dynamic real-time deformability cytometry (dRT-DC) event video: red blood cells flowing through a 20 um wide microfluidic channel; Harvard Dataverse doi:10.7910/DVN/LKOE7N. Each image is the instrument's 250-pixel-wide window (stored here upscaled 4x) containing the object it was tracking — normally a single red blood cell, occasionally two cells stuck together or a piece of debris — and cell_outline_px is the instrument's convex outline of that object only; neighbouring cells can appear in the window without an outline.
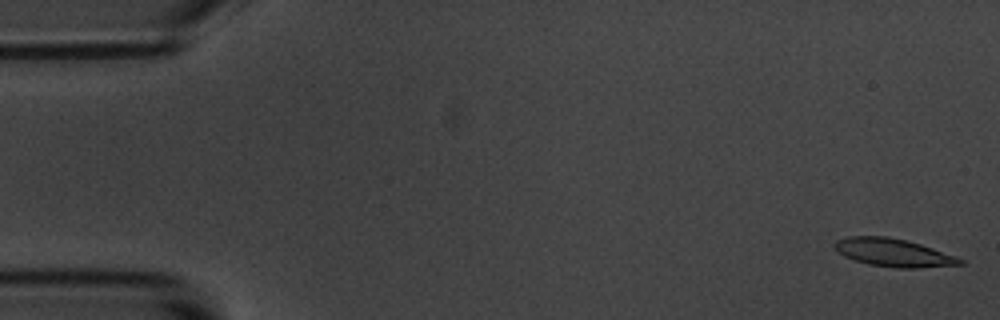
{"species": "common noctule bat (a hibernating species)", "species_latin": "Nyctalus noctula", "temperature_condition": "room temperature", "stored_images_in_passage": 5, "camera_frame_rate_fps": 3000, "um_per_image_px": 0.085, "animal": {"sex": "male", "body_mass_g": 20.1, "forearm_length_mm": 53.5}, "frame": {"image": 1, "passage_image": 1, "time_ms": 0.0, "image_size_px": [1000, 320], "cell_outline_px": [[964, 264], [916, 268], [900, 268], [868, 264], [844, 256], [832, 244], [836, 240], [848, 236], [888, 236], [908, 240], [956, 256], [964, 260]], "centroid_in_image_um": [75.94, 21.46], "position_along_channel_um": 9.1, "area_um2": 20.35}}
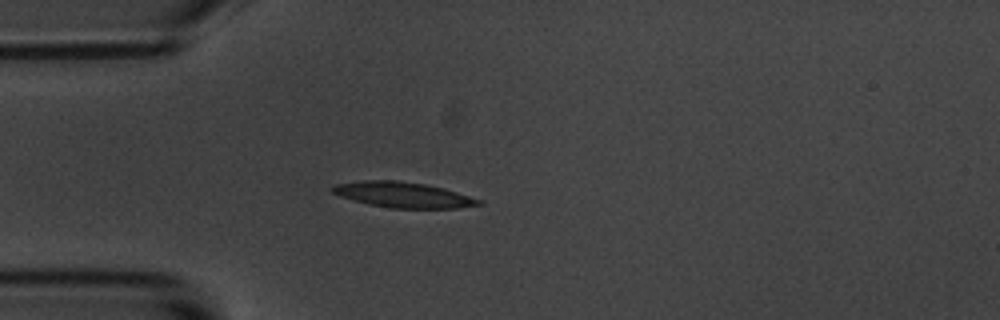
{"frame": {"image": 2, "passage_image": 5, "time_ms": 4.667, "image_size_px": [1000, 320], "cell_outline_px": [[484, 204], [456, 208], [392, 208], [368, 204], [340, 196], [332, 192], [328, 188], [332, 184], [360, 180], [396, 180], [424, 184], [444, 188], [480, 200]], "centroid_in_image_um": [34.18, 16.54], "position_along_channel_um": 50.8, "area_um2": 21.73}}